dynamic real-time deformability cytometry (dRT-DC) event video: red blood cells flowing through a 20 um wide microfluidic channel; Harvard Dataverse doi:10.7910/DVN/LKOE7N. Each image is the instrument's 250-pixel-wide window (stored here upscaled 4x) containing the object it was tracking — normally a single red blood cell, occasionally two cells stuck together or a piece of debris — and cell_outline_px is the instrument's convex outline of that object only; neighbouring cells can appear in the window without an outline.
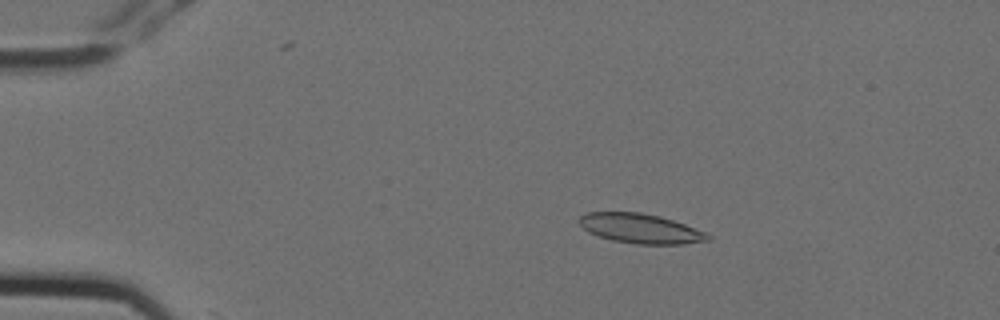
{"species": "Egyptian fruit bat (a non-hibernating species)", "species_latin": "Rousettus aegyptiacus", "temperature_condition": "cold", "stored_images_in_passage": 5, "camera_frame_rate_fps": 3000, "um_per_image_px": 0.085, "animal": {"sex": "female"}, "frame": {"image": 1, "passage_image": 3, "time_ms": 0.667, "image_size_px": [1000, 320], "cell_outline_px": [[712, 240], [684, 244], [636, 244], [612, 240], [588, 232], [580, 224], [580, 216], [588, 212], [640, 212], [660, 216], [708, 232], [712, 236]], "centroid_in_image_um": [54.51, 19.43], "position_along_channel_um": 30.5, "area_um2": 22.25}}